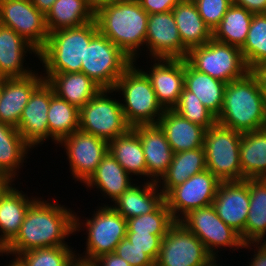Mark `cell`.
Wrapping results in <instances>:
<instances>
[{"label":"cell","mask_w":266,"mask_h":266,"mask_svg":"<svg viewBox=\"0 0 266 266\" xmlns=\"http://www.w3.org/2000/svg\"><path fill=\"white\" fill-rule=\"evenodd\" d=\"M232 4L243 7L252 14L266 13V0H232Z\"/></svg>","instance_id":"48"},{"label":"cell","mask_w":266,"mask_h":266,"mask_svg":"<svg viewBox=\"0 0 266 266\" xmlns=\"http://www.w3.org/2000/svg\"><path fill=\"white\" fill-rule=\"evenodd\" d=\"M175 223L164 200L153 212L128 219L126 233H151L163 239Z\"/></svg>","instance_id":"39"},{"label":"cell","mask_w":266,"mask_h":266,"mask_svg":"<svg viewBox=\"0 0 266 266\" xmlns=\"http://www.w3.org/2000/svg\"><path fill=\"white\" fill-rule=\"evenodd\" d=\"M98 32L95 19L78 27L50 32L38 53L45 73L81 72L86 46Z\"/></svg>","instance_id":"4"},{"label":"cell","mask_w":266,"mask_h":266,"mask_svg":"<svg viewBox=\"0 0 266 266\" xmlns=\"http://www.w3.org/2000/svg\"><path fill=\"white\" fill-rule=\"evenodd\" d=\"M14 180L16 179L11 177L7 172L0 170V199L13 187L12 185H14V183H11L14 182Z\"/></svg>","instance_id":"50"},{"label":"cell","mask_w":266,"mask_h":266,"mask_svg":"<svg viewBox=\"0 0 266 266\" xmlns=\"http://www.w3.org/2000/svg\"><path fill=\"white\" fill-rule=\"evenodd\" d=\"M201 240L179 221L162 239L155 266H216Z\"/></svg>","instance_id":"12"},{"label":"cell","mask_w":266,"mask_h":266,"mask_svg":"<svg viewBox=\"0 0 266 266\" xmlns=\"http://www.w3.org/2000/svg\"><path fill=\"white\" fill-rule=\"evenodd\" d=\"M221 181L207 169L174 187L164 200L173 218L179 221L189 211L212 205Z\"/></svg>","instance_id":"14"},{"label":"cell","mask_w":266,"mask_h":266,"mask_svg":"<svg viewBox=\"0 0 266 266\" xmlns=\"http://www.w3.org/2000/svg\"><path fill=\"white\" fill-rule=\"evenodd\" d=\"M2 254L3 256V248L0 246V255Z\"/></svg>","instance_id":"55"},{"label":"cell","mask_w":266,"mask_h":266,"mask_svg":"<svg viewBox=\"0 0 266 266\" xmlns=\"http://www.w3.org/2000/svg\"><path fill=\"white\" fill-rule=\"evenodd\" d=\"M133 61L106 36L98 32L86 46L81 72L102 89H114Z\"/></svg>","instance_id":"10"},{"label":"cell","mask_w":266,"mask_h":266,"mask_svg":"<svg viewBox=\"0 0 266 266\" xmlns=\"http://www.w3.org/2000/svg\"><path fill=\"white\" fill-rule=\"evenodd\" d=\"M52 203L39 197L32 203L18 234L3 249V254L17 256L31 249L68 245L65 239L75 233L76 212Z\"/></svg>","instance_id":"1"},{"label":"cell","mask_w":266,"mask_h":266,"mask_svg":"<svg viewBox=\"0 0 266 266\" xmlns=\"http://www.w3.org/2000/svg\"><path fill=\"white\" fill-rule=\"evenodd\" d=\"M34 72L25 77L3 78L0 89V122L17 128L33 91L44 81Z\"/></svg>","instance_id":"20"},{"label":"cell","mask_w":266,"mask_h":266,"mask_svg":"<svg viewBox=\"0 0 266 266\" xmlns=\"http://www.w3.org/2000/svg\"><path fill=\"white\" fill-rule=\"evenodd\" d=\"M56 0H31L32 4L45 15L51 9Z\"/></svg>","instance_id":"51"},{"label":"cell","mask_w":266,"mask_h":266,"mask_svg":"<svg viewBox=\"0 0 266 266\" xmlns=\"http://www.w3.org/2000/svg\"><path fill=\"white\" fill-rule=\"evenodd\" d=\"M205 24L213 30L220 24L232 0H192Z\"/></svg>","instance_id":"42"},{"label":"cell","mask_w":266,"mask_h":266,"mask_svg":"<svg viewBox=\"0 0 266 266\" xmlns=\"http://www.w3.org/2000/svg\"><path fill=\"white\" fill-rule=\"evenodd\" d=\"M122 0H87L88 5L94 10V12L98 8L105 7L107 5L117 4L118 2H121Z\"/></svg>","instance_id":"52"},{"label":"cell","mask_w":266,"mask_h":266,"mask_svg":"<svg viewBox=\"0 0 266 266\" xmlns=\"http://www.w3.org/2000/svg\"><path fill=\"white\" fill-rule=\"evenodd\" d=\"M134 64L135 62L117 80L114 92L123 95L125 103L121 101V107L131 127L157 124L164 109L158 103L151 81L144 69H139Z\"/></svg>","instance_id":"5"},{"label":"cell","mask_w":266,"mask_h":266,"mask_svg":"<svg viewBox=\"0 0 266 266\" xmlns=\"http://www.w3.org/2000/svg\"><path fill=\"white\" fill-rule=\"evenodd\" d=\"M69 266H94L93 262L75 258Z\"/></svg>","instance_id":"53"},{"label":"cell","mask_w":266,"mask_h":266,"mask_svg":"<svg viewBox=\"0 0 266 266\" xmlns=\"http://www.w3.org/2000/svg\"><path fill=\"white\" fill-rule=\"evenodd\" d=\"M92 262L94 266H131L123 258L119 257L115 252L102 254Z\"/></svg>","instance_id":"47"},{"label":"cell","mask_w":266,"mask_h":266,"mask_svg":"<svg viewBox=\"0 0 266 266\" xmlns=\"http://www.w3.org/2000/svg\"><path fill=\"white\" fill-rule=\"evenodd\" d=\"M240 163L242 180L266 178V128L242 133Z\"/></svg>","instance_id":"31"},{"label":"cell","mask_w":266,"mask_h":266,"mask_svg":"<svg viewBox=\"0 0 266 266\" xmlns=\"http://www.w3.org/2000/svg\"><path fill=\"white\" fill-rule=\"evenodd\" d=\"M54 94L52 86L44 80L23 109L17 130L32 149L49 138L47 114Z\"/></svg>","instance_id":"18"},{"label":"cell","mask_w":266,"mask_h":266,"mask_svg":"<svg viewBox=\"0 0 266 266\" xmlns=\"http://www.w3.org/2000/svg\"><path fill=\"white\" fill-rule=\"evenodd\" d=\"M181 0H138L141 7L150 15L172 11Z\"/></svg>","instance_id":"45"},{"label":"cell","mask_w":266,"mask_h":266,"mask_svg":"<svg viewBox=\"0 0 266 266\" xmlns=\"http://www.w3.org/2000/svg\"><path fill=\"white\" fill-rule=\"evenodd\" d=\"M26 53L38 51L13 29L0 24V77H25L34 71L23 66Z\"/></svg>","instance_id":"22"},{"label":"cell","mask_w":266,"mask_h":266,"mask_svg":"<svg viewBox=\"0 0 266 266\" xmlns=\"http://www.w3.org/2000/svg\"><path fill=\"white\" fill-rule=\"evenodd\" d=\"M43 77L58 97L79 110L102 89L83 72L43 73Z\"/></svg>","instance_id":"25"},{"label":"cell","mask_w":266,"mask_h":266,"mask_svg":"<svg viewBox=\"0 0 266 266\" xmlns=\"http://www.w3.org/2000/svg\"><path fill=\"white\" fill-rule=\"evenodd\" d=\"M142 143L147 167V179L158 182L167 172L173 158V150L164 131L158 124L136 125L132 127Z\"/></svg>","instance_id":"21"},{"label":"cell","mask_w":266,"mask_h":266,"mask_svg":"<svg viewBox=\"0 0 266 266\" xmlns=\"http://www.w3.org/2000/svg\"><path fill=\"white\" fill-rule=\"evenodd\" d=\"M253 14L247 9L232 4L220 24L213 30L215 41L241 48L247 38Z\"/></svg>","instance_id":"35"},{"label":"cell","mask_w":266,"mask_h":266,"mask_svg":"<svg viewBox=\"0 0 266 266\" xmlns=\"http://www.w3.org/2000/svg\"><path fill=\"white\" fill-rule=\"evenodd\" d=\"M249 72L256 78L259 88L266 99V61L256 64Z\"/></svg>","instance_id":"49"},{"label":"cell","mask_w":266,"mask_h":266,"mask_svg":"<svg viewBox=\"0 0 266 266\" xmlns=\"http://www.w3.org/2000/svg\"><path fill=\"white\" fill-rule=\"evenodd\" d=\"M115 253L131 266H155V262L146 253L131 244L127 238L120 241Z\"/></svg>","instance_id":"44"},{"label":"cell","mask_w":266,"mask_h":266,"mask_svg":"<svg viewBox=\"0 0 266 266\" xmlns=\"http://www.w3.org/2000/svg\"><path fill=\"white\" fill-rule=\"evenodd\" d=\"M145 47L151 59H185L188 49L182 44L172 11L148 16Z\"/></svg>","instance_id":"16"},{"label":"cell","mask_w":266,"mask_h":266,"mask_svg":"<svg viewBox=\"0 0 266 266\" xmlns=\"http://www.w3.org/2000/svg\"><path fill=\"white\" fill-rule=\"evenodd\" d=\"M86 222L80 221L75 214V232L86 227V251L85 255L77 253V258L85 261H93L102 254L115 252L120 241L126 238L127 220L124 219L111 205L99 206L97 211ZM82 222V223H80ZM83 224V225H82Z\"/></svg>","instance_id":"7"},{"label":"cell","mask_w":266,"mask_h":266,"mask_svg":"<svg viewBox=\"0 0 266 266\" xmlns=\"http://www.w3.org/2000/svg\"><path fill=\"white\" fill-rule=\"evenodd\" d=\"M174 153L203 147L205 129L165 109L158 123Z\"/></svg>","instance_id":"23"},{"label":"cell","mask_w":266,"mask_h":266,"mask_svg":"<svg viewBox=\"0 0 266 266\" xmlns=\"http://www.w3.org/2000/svg\"><path fill=\"white\" fill-rule=\"evenodd\" d=\"M249 204V179L221 181L212 202L218 217L238 232L244 243Z\"/></svg>","instance_id":"17"},{"label":"cell","mask_w":266,"mask_h":266,"mask_svg":"<svg viewBox=\"0 0 266 266\" xmlns=\"http://www.w3.org/2000/svg\"><path fill=\"white\" fill-rule=\"evenodd\" d=\"M216 122L240 133L266 128V99L250 72L227 83Z\"/></svg>","instance_id":"3"},{"label":"cell","mask_w":266,"mask_h":266,"mask_svg":"<svg viewBox=\"0 0 266 266\" xmlns=\"http://www.w3.org/2000/svg\"><path fill=\"white\" fill-rule=\"evenodd\" d=\"M143 187V188H142ZM164 201L157 182L132 184L113 203L112 207L126 220L153 212Z\"/></svg>","instance_id":"24"},{"label":"cell","mask_w":266,"mask_h":266,"mask_svg":"<svg viewBox=\"0 0 266 266\" xmlns=\"http://www.w3.org/2000/svg\"><path fill=\"white\" fill-rule=\"evenodd\" d=\"M69 245L36 248L15 256L14 266H69L77 257Z\"/></svg>","instance_id":"38"},{"label":"cell","mask_w":266,"mask_h":266,"mask_svg":"<svg viewBox=\"0 0 266 266\" xmlns=\"http://www.w3.org/2000/svg\"><path fill=\"white\" fill-rule=\"evenodd\" d=\"M80 110L54 94L48 110L49 137L58 144L64 137L79 130Z\"/></svg>","instance_id":"37"},{"label":"cell","mask_w":266,"mask_h":266,"mask_svg":"<svg viewBox=\"0 0 266 266\" xmlns=\"http://www.w3.org/2000/svg\"><path fill=\"white\" fill-rule=\"evenodd\" d=\"M10 188L0 199V246L4 249L18 234L25 215L37 199Z\"/></svg>","instance_id":"26"},{"label":"cell","mask_w":266,"mask_h":266,"mask_svg":"<svg viewBox=\"0 0 266 266\" xmlns=\"http://www.w3.org/2000/svg\"><path fill=\"white\" fill-rule=\"evenodd\" d=\"M249 211L245 243L264 242L266 235V178L249 179Z\"/></svg>","instance_id":"34"},{"label":"cell","mask_w":266,"mask_h":266,"mask_svg":"<svg viewBox=\"0 0 266 266\" xmlns=\"http://www.w3.org/2000/svg\"><path fill=\"white\" fill-rule=\"evenodd\" d=\"M2 82H3V78L0 77V89H1V87H2Z\"/></svg>","instance_id":"54"},{"label":"cell","mask_w":266,"mask_h":266,"mask_svg":"<svg viewBox=\"0 0 266 266\" xmlns=\"http://www.w3.org/2000/svg\"><path fill=\"white\" fill-rule=\"evenodd\" d=\"M173 110L186 120L203 127L205 130L216 123V117L194 93L188 91L185 87L182 90L178 104Z\"/></svg>","instance_id":"41"},{"label":"cell","mask_w":266,"mask_h":266,"mask_svg":"<svg viewBox=\"0 0 266 266\" xmlns=\"http://www.w3.org/2000/svg\"><path fill=\"white\" fill-rule=\"evenodd\" d=\"M146 75L149 77L158 103L173 109L184 88V59H154Z\"/></svg>","instance_id":"19"},{"label":"cell","mask_w":266,"mask_h":266,"mask_svg":"<svg viewBox=\"0 0 266 266\" xmlns=\"http://www.w3.org/2000/svg\"><path fill=\"white\" fill-rule=\"evenodd\" d=\"M94 13L87 0H56L45 15L46 25L49 33L78 27L93 21Z\"/></svg>","instance_id":"33"},{"label":"cell","mask_w":266,"mask_h":266,"mask_svg":"<svg viewBox=\"0 0 266 266\" xmlns=\"http://www.w3.org/2000/svg\"><path fill=\"white\" fill-rule=\"evenodd\" d=\"M30 149L17 128L0 122V170L15 179Z\"/></svg>","instance_id":"36"},{"label":"cell","mask_w":266,"mask_h":266,"mask_svg":"<svg viewBox=\"0 0 266 266\" xmlns=\"http://www.w3.org/2000/svg\"><path fill=\"white\" fill-rule=\"evenodd\" d=\"M0 24L13 29L38 52L48 40L46 16L31 0H0Z\"/></svg>","instance_id":"13"},{"label":"cell","mask_w":266,"mask_h":266,"mask_svg":"<svg viewBox=\"0 0 266 266\" xmlns=\"http://www.w3.org/2000/svg\"><path fill=\"white\" fill-rule=\"evenodd\" d=\"M182 44L189 50L206 44L212 31L205 24L192 0H181L172 10Z\"/></svg>","instance_id":"29"},{"label":"cell","mask_w":266,"mask_h":266,"mask_svg":"<svg viewBox=\"0 0 266 266\" xmlns=\"http://www.w3.org/2000/svg\"><path fill=\"white\" fill-rule=\"evenodd\" d=\"M242 133L217 122L205 130L203 147L207 170L220 181H241L240 141Z\"/></svg>","instance_id":"6"},{"label":"cell","mask_w":266,"mask_h":266,"mask_svg":"<svg viewBox=\"0 0 266 266\" xmlns=\"http://www.w3.org/2000/svg\"><path fill=\"white\" fill-rule=\"evenodd\" d=\"M66 150L73 179L85 183L108 153V142L81 130L64 137L59 143Z\"/></svg>","instance_id":"15"},{"label":"cell","mask_w":266,"mask_h":266,"mask_svg":"<svg viewBox=\"0 0 266 266\" xmlns=\"http://www.w3.org/2000/svg\"><path fill=\"white\" fill-rule=\"evenodd\" d=\"M108 152L131 177L133 174L147 177L142 143L132 127L125 134L119 135L108 142Z\"/></svg>","instance_id":"32"},{"label":"cell","mask_w":266,"mask_h":266,"mask_svg":"<svg viewBox=\"0 0 266 266\" xmlns=\"http://www.w3.org/2000/svg\"><path fill=\"white\" fill-rule=\"evenodd\" d=\"M179 222L201 240L215 260L217 248L229 247L235 251L244 245L240 234L218 217L212 205L189 211Z\"/></svg>","instance_id":"11"},{"label":"cell","mask_w":266,"mask_h":266,"mask_svg":"<svg viewBox=\"0 0 266 266\" xmlns=\"http://www.w3.org/2000/svg\"><path fill=\"white\" fill-rule=\"evenodd\" d=\"M207 169L204 147L173 154L167 172L157 182L164 197L188 178ZM162 180V181H161Z\"/></svg>","instance_id":"30"},{"label":"cell","mask_w":266,"mask_h":266,"mask_svg":"<svg viewBox=\"0 0 266 266\" xmlns=\"http://www.w3.org/2000/svg\"><path fill=\"white\" fill-rule=\"evenodd\" d=\"M185 60L198 71L225 83L243 78L250 71L239 47L213 38L189 49Z\"/></svg>","instance_id":"8"},{"label":"cell","mask_w":266,"mask_h":266,"mask_svg":"<svg viewBox=\"0 0 266 266\" xmlns=\"http://www.w3.org/2000/svg\"><path fill=\"white\" fill-rule=\"evenodd\" d=\"M126 238L156 262L162 243L160 236L151 233H126Z\"/></svg>","instance_id":"43"},{"label":"cell","mask_w":266,"mask_h":266,"mask_svg":"<svg viewBox=\"0 0 266 266\" xmlns=\"http://www.w3.org/2000/svg\"><path fill=\"white\" fill-rule=\"evenodd\" d=\"M259 245V246H258ZM256 248H250V247ZM257 246V247H256ZM242 248H248L254 250L253 259L249 262L248 266H266V243L265 242H247L244 243ZM257 252H256V251Z\"/></svg>","instance_id":"46"},{"label":"cell","mask_w":266,"mask_h":266,"mask_svg":"<svg viewBox=\"0 0 266 266\" xmlns=\"http://www.w3.org/2000/svg\"><path fill=\"white\" fill-rule=\"evenodd\" d=\"M113 92L114 89H101L80 109L79 130L109 142L131 128L121 102L108 96Z\"/></svg>","instance_id":"9"},{"label":"cell","mask_w":266,"mask_h":266,"mask_svg":"<svg viewBox=\"0 0 266 266\" xmlns=\"http://www.w3.org/2000/svg\"><path fill=\"white\" fill-rule=\"evenodd\" d=\"M132 180L126 170L108 152L84 184L87 188H97L102 196L111 198V202H114L133 184Z\"/></svg>","instance_id":"28"},{"label":"cell","mask_w":266,"mask_h":266,"mask_svg":"<svg viewBox=\"0 0 266 266\" xmlns=\"http://www.w3.org/2000/svg\"><path fill=\"white\" fill-rule=\"evenodd\" d=\"M227 83L193 68L184 59V87L194 93L217 118L221 113Z\"/></svg>","instance_id":"27"},{"label":"cell","mask_w":266,"mask_h":266,"mask_svg":"<svg viewBox=\"0 0 266 266\" xmlns=\"http://www.w3.org/2000/svg\"><path fill=\"white\" fill-rule=\"evenodd\" d=\"M148 16L138 0H122L94 13L98 31L135 63L145 45Z\"/></svg>","instance_id":"2"},{"label":"cell","mask_w":266,"mask_h":266,"mask_svg":"<svg viewBox=\"0 0 266 266\" xmlns=\"http://www.w3.org/2000/svg\"><path fill=\"white\" fill-rule=\"evenodd\" d=\"M240 50L249 70L266 61V13L253 14L246 41Z\"/></svg>","instance_id":"40"}]
</instances>
